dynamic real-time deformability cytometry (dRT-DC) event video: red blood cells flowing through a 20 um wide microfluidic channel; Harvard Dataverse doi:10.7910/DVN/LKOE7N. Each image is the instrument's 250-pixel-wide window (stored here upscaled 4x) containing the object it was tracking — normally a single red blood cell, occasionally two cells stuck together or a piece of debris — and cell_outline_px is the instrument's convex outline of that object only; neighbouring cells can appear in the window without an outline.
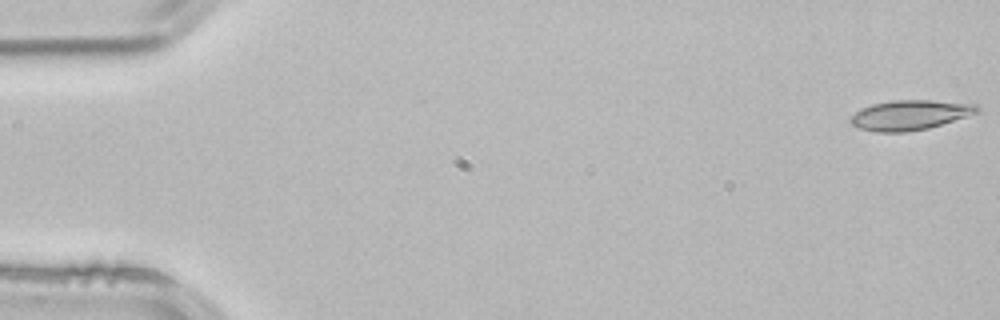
{"species": "common noctule bat (a hibernating species)", "species_latin": "Nyctalus noctula", "temperature_condition": "room temperature", "stored_images_in_passage": 4, "camera_frame_rate_fps": 3000, "um_per_image_px": 0.085, "animal": {"sex": "male", "body_mass_g": 21.5, "forearm_length_mm": 52.0}, "frame": {"image": 1, "passage_image": 1, "time_ms": 0.0, "image_size_px": [1000, 320], "cell_outline_px": [[980, 112], [928, 128], [904, 132], [876, 132], [860, 128], [852, 124], [848, 120], [856, 112], [872, 104], [892, 100], [932, 100], [976, 104], [980, 108]], "centroid_in_image_um": [77.36, 9.77], "position_along_channel_um": 7.6, "area_um2": 21.85}}
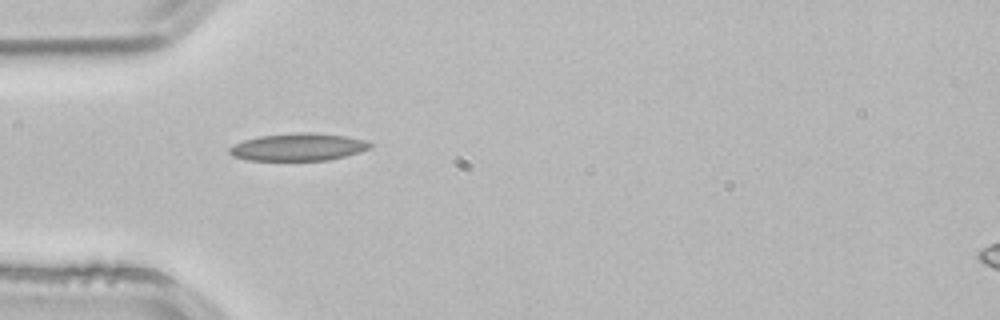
{"frame": {"image": 2, "passage_image": 4, "time_ms": 1.0, "image_size_px": [1000, 320], "cell_outline_px": [[372, 144], [368, 148], [360, 152], [328, 160], [248, 160], [232, 156], [228, 152], [228, 148], [244, 140], [260, 136], [292, 132], [312, 132], [344, 136], [368, 140]], "centroid_in_image_um": [25.34, 12.49], "position_along_channel_um": 59.7, "area_um2": 22.48}}